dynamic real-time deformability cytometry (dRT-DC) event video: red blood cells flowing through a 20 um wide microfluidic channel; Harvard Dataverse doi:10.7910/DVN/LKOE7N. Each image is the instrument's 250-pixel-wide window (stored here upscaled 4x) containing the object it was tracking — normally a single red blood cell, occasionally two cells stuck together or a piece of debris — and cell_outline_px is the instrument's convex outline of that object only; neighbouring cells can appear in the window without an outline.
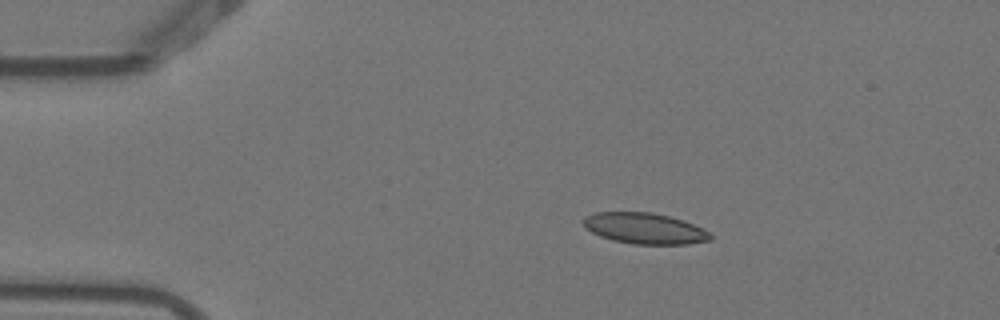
{"species": "Egyptian fruit bat (a non-hibernating species)", "species_latin": "Rousettus aegyptiacus", "temperature_condition": "warm", "stored_images_in_passage": 7, "camera_frame_rate_fps": 3000, "um_per_image_px": 0.085, "animal": {"sex": "female"}, "frame": {"image": 1, "passage_image": 3, "time_ms": 0.667, "image_size_px": [1000, 320], "cell_outline_px": [[712, 240], [688, 244], [632, 244], [612, 240], [600, 236], [584, 228], [584, 216], [596, 212], [652, 212], [684, 220], [708, 232], [712, 236]], "centroid_in_image_um": [54.77, 19.41], "position_along_channel_um": 30.2, "area_um2": 22.89}}
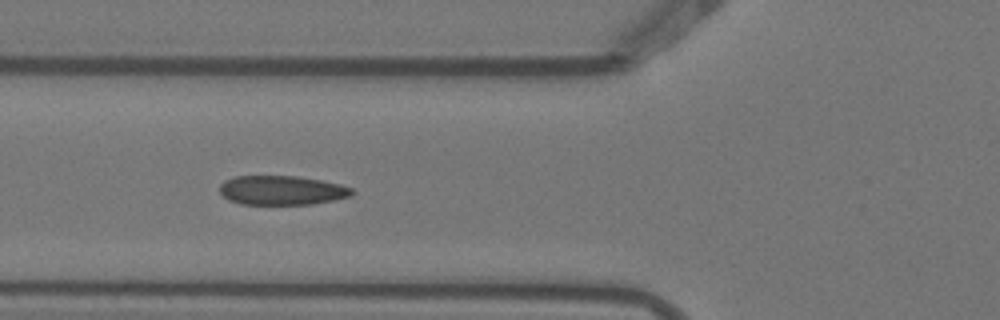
{"frame": {"image": 2, "passage_image": 6, "time_ms": 1.667, "image_size_px": [1000, 320], "cell_outline_px": [[356, 192], [352, 196], [312, 204], [240, 204], [228, 200], [220, 192], [220, 184], [224, 180], [236, 176], [296, 176], [320, 180], [340, 184], [352, 188]], "centroid_in_image_um": [23.96, 16.17], "position_along_channel_um": 101.8, "area_um2": 22.6}}
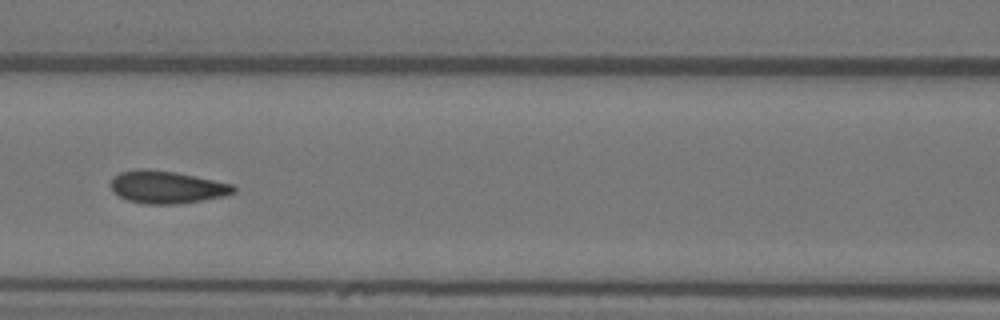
{"frame": {"image": 3, "passage_image": 7, "time_ms": 2.0, "image_size_px": [1000, 320], "cell_outline_px": [[236, 192], [224, 196], [204, 200], [176, 204], [144, 204], [128, 200], [112, 192], [112, 180], [120, 172], [136, 168], [148, 168], [176, 172], [196, 176], [232, 184], [236, 188]], "centroid_in_image_um": [14.19, 15.9], "position_along_channel_um": 152.4, "area_um2": 23.35}}